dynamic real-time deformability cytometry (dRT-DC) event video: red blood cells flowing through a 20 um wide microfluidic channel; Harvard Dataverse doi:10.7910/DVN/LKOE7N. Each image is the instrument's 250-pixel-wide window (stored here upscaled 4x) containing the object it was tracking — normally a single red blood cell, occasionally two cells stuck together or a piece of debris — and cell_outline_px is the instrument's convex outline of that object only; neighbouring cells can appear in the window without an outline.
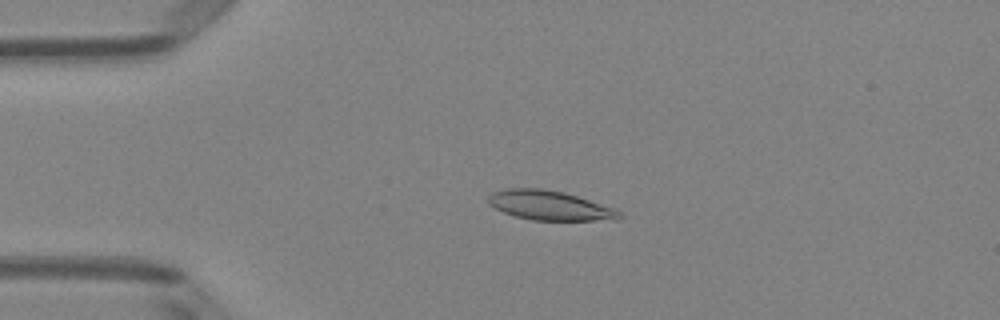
{"species": "Egyptian fruit bat (a non-hibernating species)", "species_latin": "Rousettus aegyptiacus", "temperature_condition": "room temperature", "stored_images_in_passage": 51, "camera_frame_rate_fps": 3000, "um_per_image_px": 0.085, "animal": {"sex": "female"}, "frame": {"image": 1, "passage_image": 12, "time_ms": 3.667, "image_size_px": [1000, 320], "cell_outline_px": [[624, 216], [620, 220], [532, 220], [512, 216], [488, 204], [488, 196], [492, 192], [508, 188], [544, 188], [564, 192], [616, 208]], "centroid_in_image_um": [46.75, 17.46], "position_along_channel_um": 38.2, "area_um2": 22.77}}
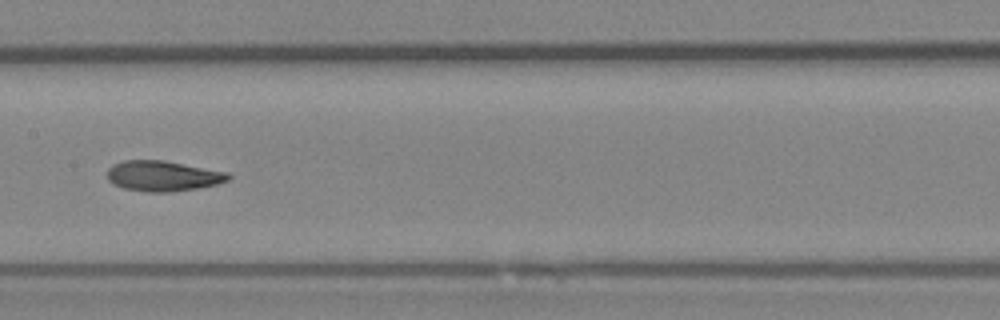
{"frame": {"image": 2, "passage_image": 26, "time_ms": 8.333, "image_size_px": [1000, 320], "cell_outline_px": [[232, 176], [228, 180], [216, 184], [196, 188], [168, 192], [148, 192], [124, 188], [108, 180], [108, 168], [112, 164], [124, 160], [164, 160], [228, 172]], "centroid_in_image_um": [13.85, 14.94], "position_along_channel_um": 193.5, "area_um2": 21.33}}
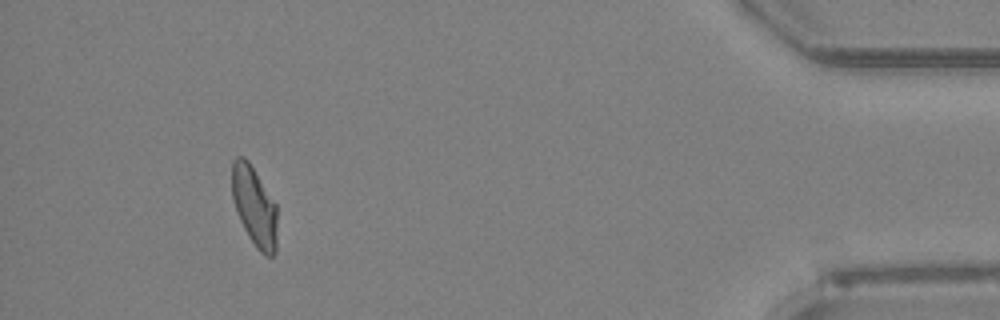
{"frame": {"image": 3, "passage_image": 47, "time_ms": 15.333, "image_size_px": [1000, 320], "cell_outline_px": [[276, 252], [272, 256], [264, 256], [256, 248], [248, 236], [236, 212], [232, 196], [232, 160], [236, 156], [244, 156], [248, 160], [276, 204]], "centroid_in_image_um": [21.61, 17.54], "position_along_channel_um": 413.6, "area_um2": 21.04}, "authors_computed_cell_mechanics": {"area_um2": 21.675, "velocity_mm_per_s": 4.035, "shape_relaxation_time_tau1_ms": 7.5093, "shape_relaxation_time_tau2_ms": 2.9469, "deformation_change_tau1": 0.2024, "deformation_change_tau2": 0.1102}}